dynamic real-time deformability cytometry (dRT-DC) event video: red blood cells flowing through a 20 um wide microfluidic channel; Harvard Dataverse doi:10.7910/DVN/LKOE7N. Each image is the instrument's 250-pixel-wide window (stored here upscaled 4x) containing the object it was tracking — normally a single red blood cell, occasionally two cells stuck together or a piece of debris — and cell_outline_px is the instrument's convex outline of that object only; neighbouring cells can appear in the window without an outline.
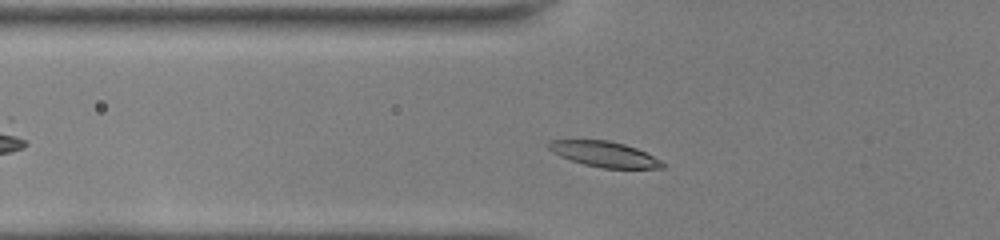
{"species": "common noctule bat (a hibernating species)", "species_latin": "Nyctalus noctula", "temperature_condition": "room temperature", "stored_images_in_passage": 35, "camera_frame_rate_fps": 3000, "um_per_image_px": 0.085, "animal": {"sex": "female", "body_mass_g": 22.0, "forearm_length_mm": 56.7}, "frame": {"image": 1, "passage_image": 5, "time_ms": 1.333, "image_size_px": [1000, 240], "cell_outline_px": [[664, 168], [604, 168], [584, 164], [560, 156], [552, 152], [548, 148], [548, 144], [552, 140], [608, 140], [624, 144], [636, 148], [660, 160], [664, 164]], "centroid_in_image_um": [51.36, 13.1], "position_along_channel_um": 74.4, "area_um2": 16.59}}
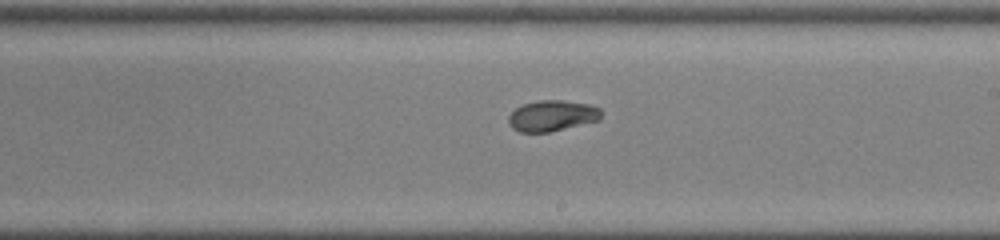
{"frame": {"image": 2, "passage_image": 18, "time_ms": 5.667, "image_size_px": [1000, 240], "cell_outline_px": [[600, 120], [548, 132], [520, 132], [512, 128], [508, 124], [508, 116], [516, 108], [524, 104], [540, 100], [560, 100], [588, 104], [600, 108]], "centroid_in_image_um": [46.9, 9.84], "position_along_channel_um": 242.1, "area_um2": 16.53}}
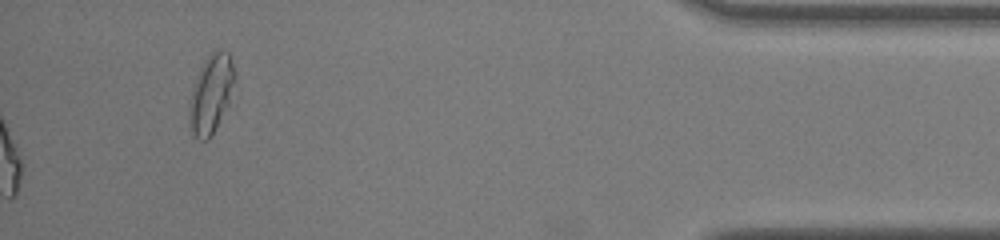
{"frame": {"image": 3, "passage_image": 35, "time_ms": 11.333, "image_size_px": [1000, 240], "cell_outline_px": [[236, 76], [228, 104], [216, 128], [208, 140], [200, 140], [192, 132], [188, 124], [188, 108], [192, 88], [200, 68], [204, 60], [216, 48], [220, 48], [228, 52], [236, 72]], "centroid_in_image_um": [17.93, 7.96], "position_along_channel_um": 417.3, "area_um2": 20.92}, "authors_computed_cell_mechanics": {"area_um2": 17.051, "velocity_mm_per_s": 3.8865, "shape_relaxation_time_tau1_ms": 2.7796, "shape_relaxation_time_tau2_ms": 7.0462, "deformation_change_tau1": 0.1405, "deformation_change_tau2": 0.0471}}